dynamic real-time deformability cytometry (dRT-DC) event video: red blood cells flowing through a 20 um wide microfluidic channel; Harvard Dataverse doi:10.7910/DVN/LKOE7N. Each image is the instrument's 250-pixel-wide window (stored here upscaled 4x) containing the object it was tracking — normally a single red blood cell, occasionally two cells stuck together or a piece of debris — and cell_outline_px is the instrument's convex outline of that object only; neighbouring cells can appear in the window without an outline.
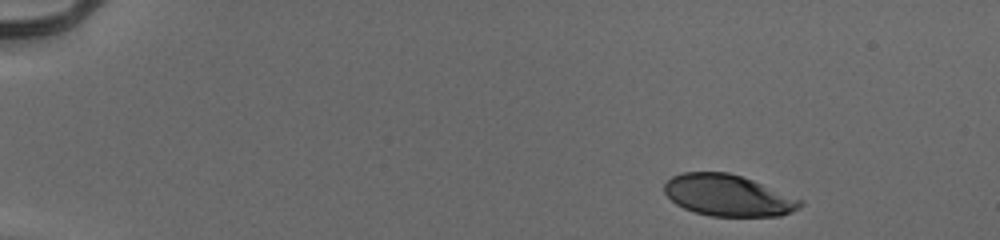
{"species": "human", "species_latin": "Homo sapiens", "temperature_condition": "cold", "stored_images_in_passage": 42, "camera_frame_rate_fps": 3000, "um_per_image_px": 0.085, "donor": {"sex": "male"}, "frame": {"image": 1, "passage_image": 1, "time_ms": 0.0, "image_size_px": [1000, 240], "cell_outline_px": [[804, 204], [792, 212], [780, 216], [712, 216], [696, 212], [684, 208], [676, 204], [664, 192], [664, 184], [672, 176], [684, 172], [728, 172], [752, 180], [804, 200]], "centroid_in_image_um": [61.9, 16.61], "position_along_channel_um": 23.1, "area_um2": 32.66}}
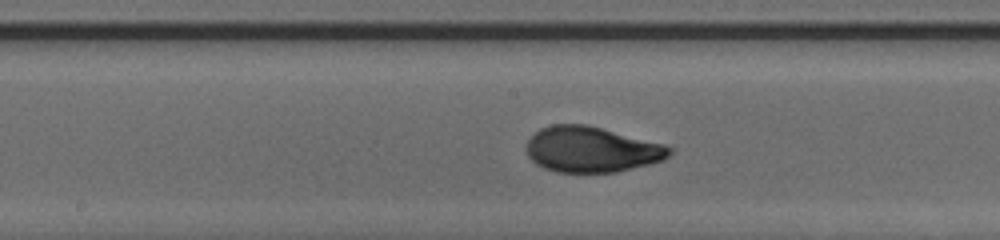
{"frame": {"image": 2, "passage_image": 24, "time_ms": 7.667, "image_size_px": [1000, 240], "cell_outline_px": [[672, 152], [664, 160], [616, 172], [556, 172], [544, 168], [536, 164], [528, 156], [528, 140], [540, 128], [552, 124], [584, 124], [664, 144], [672, 148]], "centroid_in_image_um": [50.28, 12.71], "position_along_channel_um": 197.9, "area_um2": 37.63}}
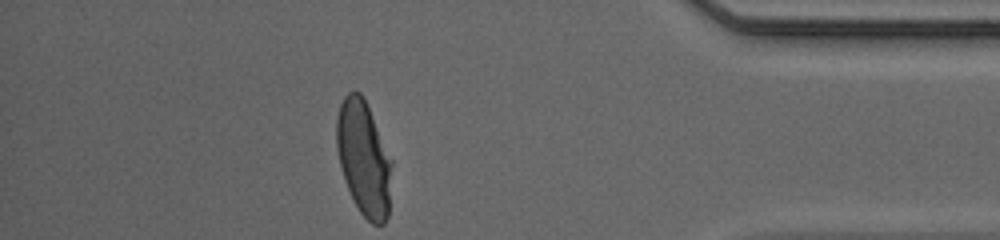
{"frame": {"image": 3, "passage_image": 42, "time_ms": 13.667, "image_size_px": [1000, 240], "cell_outline_px": [[392, 164], [388, 216], [384, 224], [372, 224], [360, 212], [344, 180], [336, 148], [336, 120], [340, 104], [344, 96], [348, 92], [360, 92], [368, 108], [392, 160]], "centroid_in_image_um": [30.91, 13.47], "position_along_channel_um": 404.3, "area_um2": 36.47}, "authors_computed_cell_mechanics": {"area_um2": 36.9631, "velocity_mm_per_s": 3.9405, "shape_relaxation_time_tau1_ms": 3.6569, "shape_relaxation_time_tau2_ms": null, "deformation_change_tau1": 0.1916, "deformation_change_tau2": null}}